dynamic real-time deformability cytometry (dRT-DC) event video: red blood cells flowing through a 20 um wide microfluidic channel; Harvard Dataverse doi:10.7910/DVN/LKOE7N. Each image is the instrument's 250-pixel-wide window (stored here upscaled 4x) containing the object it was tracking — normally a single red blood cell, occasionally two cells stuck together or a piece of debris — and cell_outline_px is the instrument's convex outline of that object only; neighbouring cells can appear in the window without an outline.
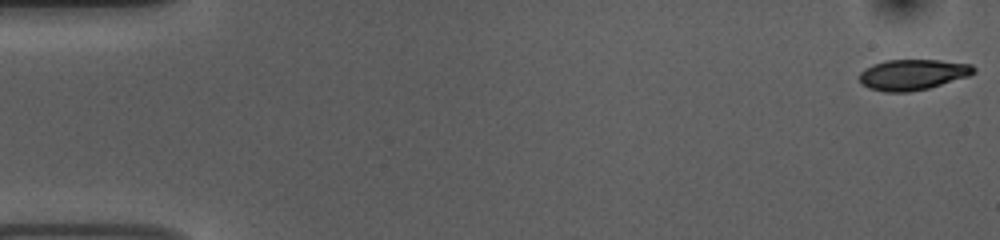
{"species": "common noctule bat (a hibernating species)", "species_latin": "Nyctalus noctula", "temperature_condition": "room temperature", "stored_images_in_passage": 54, "camera_frame_rate_fps": 3000, "um_per_image_px": 0.085, "animal": {"sex": "female", "body_mass_g": 10.0, "forearm_length_mm": 53.1}, "frame": {"image": 1, "passage_image": 1, "time_ms": 0.0, "image_size_px": [1000, 240], "cell_outline_px": [[976, 72], [968, 76], [928, 88], [908, 92], [884, 92], [868, 88], [860, 84], [860, 72], [864, 68], [872, 64], [888, 60], [936, 60], [972, 64], [976, 68]], "centroid_in_image_um": [77.55, 6.34], "position_along_channel_um": 7.4, "area_um2": 20.46}}
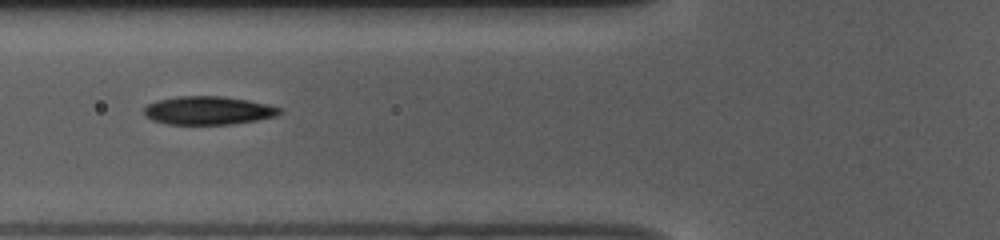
{"frame": {"image": 2, "passage_image": 20, "time_ms": 6.333, "image_size_px": [1000, 240], "cell_outline_px": [[284, 112], [276, 116], [256, 120], [232, 124], [168, 124], [152, 120], [144, 116], [144, 108], [148, 104], [156, 100], [176, 96], [220, 96], [248, 100], [268, 104], [284, 108]], "centroid_in_image_um": [17.72, 9.38], "position_along_channel_um": 108.1, "area_um2": 22.6}}
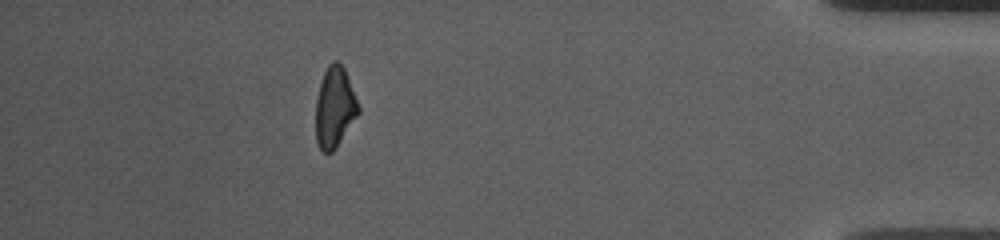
{"frame": {"image": 3, "passage_image": 48, "time_ms": 15.667, "image_size_px": [1000, 240], "cell_outline_px": [[360, 112], [336, 148], [332, 152], [324, 152], [320, 148], [316, 140], [316, 100], [320, 84], [324, 72], [328, 64], [332, 60], [336, 60], [344, 68], [360, 108]], "centroid_in_image_um": [28.45, 9.12], "position_along_channel_um": 406.8, "area_um2": 19.88}, "authors_computed_cell_mechanics": {"area_um2": 21.386, "velocity_mm_per_s": 3.7344, "shape_relaxation_time_tau1_ms": 3.717, "shape_relaxation_time_tau2_ms": 4.1453, "deformation_change_tau1": 0.1318, "deformation_change_tau2": 0.0916}}